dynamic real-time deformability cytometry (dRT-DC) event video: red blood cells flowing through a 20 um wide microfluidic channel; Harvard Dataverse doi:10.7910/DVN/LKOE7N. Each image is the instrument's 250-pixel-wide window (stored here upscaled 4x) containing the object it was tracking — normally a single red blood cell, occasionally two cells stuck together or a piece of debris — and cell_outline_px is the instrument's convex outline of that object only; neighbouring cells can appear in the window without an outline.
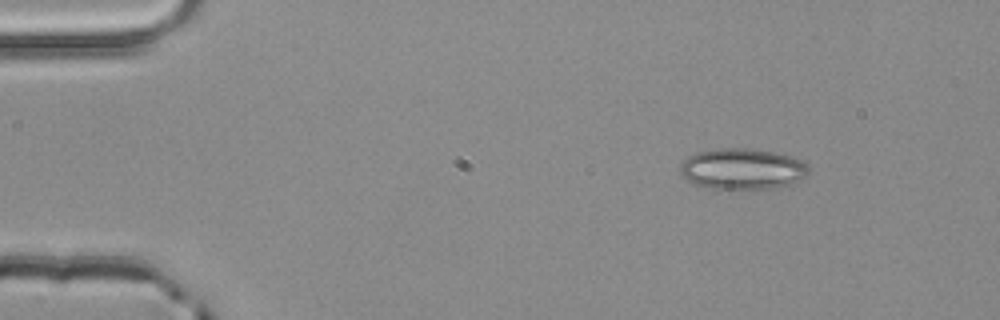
{"species": "common noctule bat (a hibernating species)", "species_latin": "Nyctalus noctula", "temperature_condition": "room temperature", "stored_images_in_passage": 4, "camera_frame_rate_fps": 3000, "um_per_image_px": 0.085, "animal": {"sex": "male", "body_mass_g": 20.4}, "frame": {"image": 1, "passage_image": 2, "time_ms": 0.333, "image_size_px": [1000, 320], "cell_outline_px": [[812, 168], [808, 176], [792, 184], [780, 188], [748, 192], [712, 188], [692, 184], [680, 176], [680, 164], [688, 156], [696, 152], [716, 148], [748, 148], [772, 152], [792, 156], [808, 164]], "centroid_in_image_um": [63.13, 14.41], "position_along_channel_um": 21.9, "area_um2": 32.14}}